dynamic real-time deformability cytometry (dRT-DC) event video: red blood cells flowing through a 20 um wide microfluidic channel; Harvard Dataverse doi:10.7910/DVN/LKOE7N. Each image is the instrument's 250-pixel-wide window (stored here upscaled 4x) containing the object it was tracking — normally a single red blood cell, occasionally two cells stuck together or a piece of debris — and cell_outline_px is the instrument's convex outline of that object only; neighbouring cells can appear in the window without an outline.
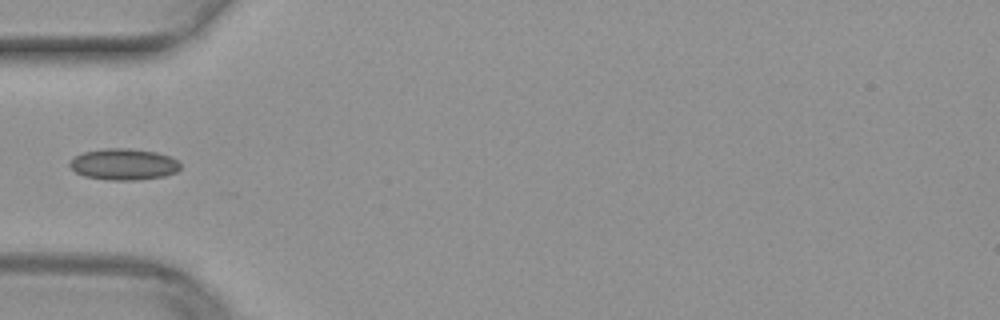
{"species": "common noctule bat (a hibernating species)", "species_latin": "Nyctalus noctula", "temperature_condition": "warm", "stored_images_in_passage": 35, "camera_frame_rate_fps": 3000, "um_per_image_px": 0.085, "animal": {"sex": "female", "body_mass_g": 29.2, "forearm_length_mm": 56.3}, "frame": {"image": 1, "passage_image": 1, "time_ms": 0.0, "image_size_px": [1000, 320], "cell_outline_px": [[180, 168], [176, 172], [164, 176], [136, 180], [108, 180], [84, 176], [76, 172], [68, 164], [76, 156], [84, 152], [104, 148], [132, 148], [156, 152], [168, 156], [176, 160], [180, 164]], "centroid_in_image_um": [10.51, 13.96], "position_along_channel_um": 74.5, "area_um2": 20.11}}
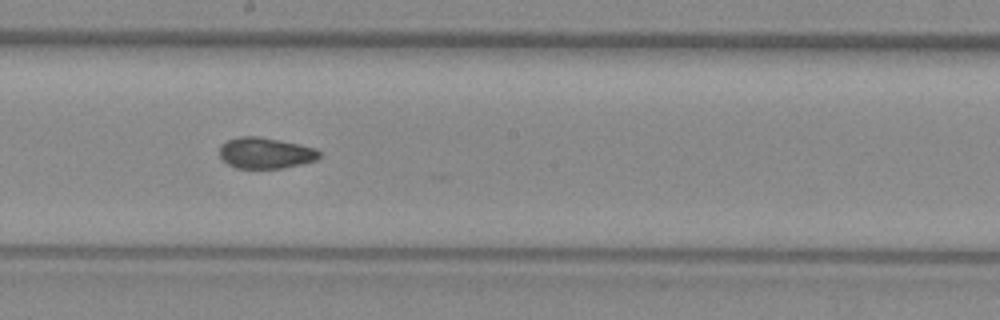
{"frame": {"image": 2, "passage_image": 12, "time_ms": 3.667, "image_size_px": [1000, 320], "cell_outline_px": [[320, 156], [316, 160], [300, 164], [280, 168], [236, 168], [228, 164], [220, 156], [220, 144], [228, 140], [240, 136], [256, 136], [300, 144], [316, 148], [320, 152]], "centroid_in_image_um": [22.56, 13.0], "position_along_channel_um": 225.6, "area_um2": 17.92}}
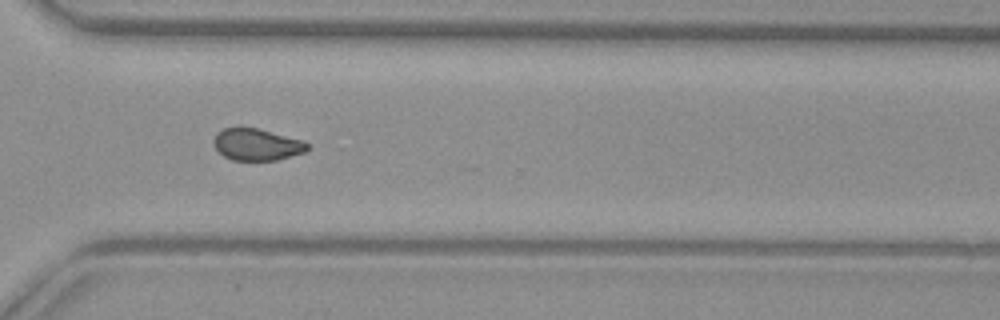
{"frame": {"image": 3, "passage_image": 21, "time_ms": 6.667, "image_size_px": [1000, 320], "cell_outline_px": [[308, 148], [304, 152], [276, 160], [232, 160], [224, 156], [212, 144], [212, 140], [216, 132], [224, 128], [256, 128], [304, 140], [308, 144]], "centroid_in_image_um": [21.8, 12.28], "position_along_channel_um": 348.8, "area_um2": 17.28}}